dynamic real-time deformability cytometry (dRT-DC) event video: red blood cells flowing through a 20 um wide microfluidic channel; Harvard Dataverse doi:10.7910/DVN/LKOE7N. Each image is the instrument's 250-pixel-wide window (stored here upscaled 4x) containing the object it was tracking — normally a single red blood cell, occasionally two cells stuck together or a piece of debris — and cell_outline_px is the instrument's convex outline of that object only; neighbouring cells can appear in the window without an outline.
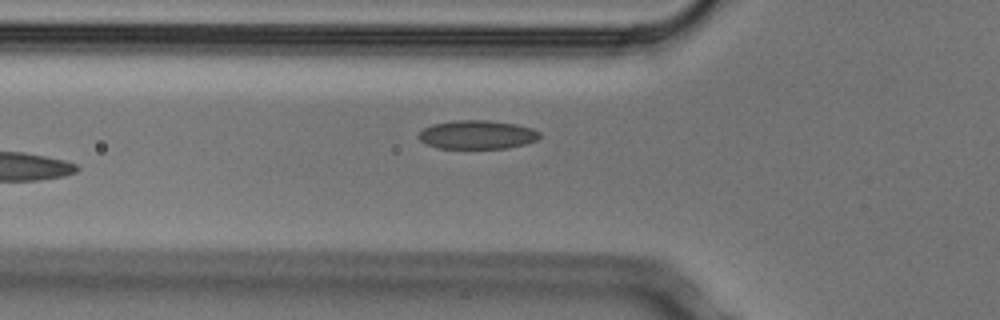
{"species": "Egyptian fruit bat (a non-hibernating species)", "species_latin": "Rousettus aegyptiacus", "temperature_condition": "cold", "stored_images_in_passage": 6, "camera_frame_rate_fps": 3000, "um_per_image_px": 0.085, "animal": {"sex": "male"}, "frame": {"image": 1, "passage_image": 6, "time_ms": 1.667, "image_size_px": [1000, 320], "cell_outline_px": [[540, 136], [536, 140], [524, 144], [504, 148], [436, 148], [424, 144], [420, 140], [420, 132], [424, 128], [432, 124], [456, 120], [488, 120], [516, 124], [532, 128], [540, 132]], "centroid_in_image_um": [40.55, 11.44], "position_along_channel_um": 85.3, "area_um2": 20.17}}